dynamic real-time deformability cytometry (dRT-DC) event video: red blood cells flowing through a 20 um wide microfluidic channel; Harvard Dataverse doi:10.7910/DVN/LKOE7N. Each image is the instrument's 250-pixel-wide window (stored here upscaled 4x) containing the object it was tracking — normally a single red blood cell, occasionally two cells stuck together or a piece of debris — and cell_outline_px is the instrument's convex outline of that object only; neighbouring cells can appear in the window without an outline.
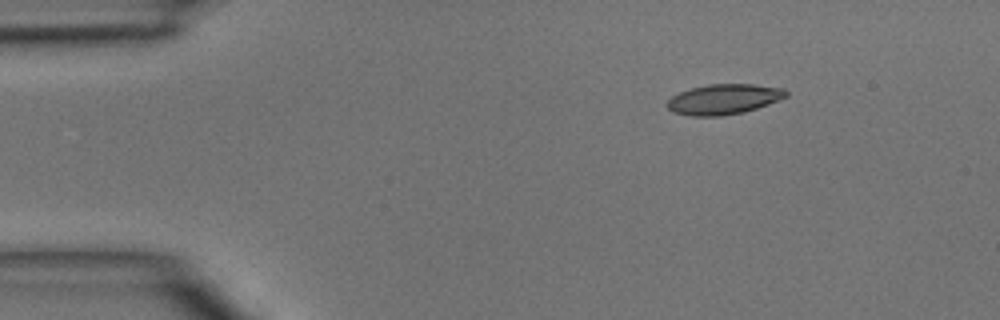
{"species": "common noctule bat (a hibernating species)", "species_latin": "Nyctalus noctula", "temperature_condition": "room temperature", "stored_images_in_passage": 41, "camera_frame_rate_fps": 3000, "um_per_image_px": 0.085, "animal": {"sex": "male", "body_mass_g": 15.6}, "frame": {"image": 1, "passage_image": 1, "time_ms": 0.0, "image_size_px": [1000, 320], "cell_outline_px": [[788, 96], [768, 104], [744, 112], [720, 116], [692, 116], [672, 112], [668, 108], [668, 100], [672, 96], [680, 92], [692, 88], [708, 84], [752, 84], [784, 88], [788, 92]], "centroid_in_image_um": [61.53, 8.43], "position_along_channel_um": 23.5, "area_um2": 20.87}}
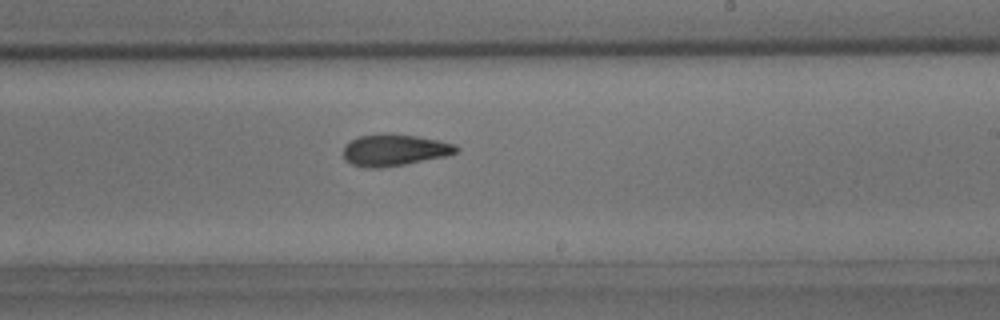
{"frame": {"image": 2, "passage_image": 22, "time_ms": 7.0, "image_size_px": [1000, 320], "cell_outline_px": [[460, 152], [448, 156], [404, 164], [380, 168], [364, 168], [352, 164], [344, 160], [344, 148], [352, 140], [360, 136], [416, 136], [456, 144], [460, 148]], "centroid_in_image_um": [33.59, 12.81], "position_along_channel_um": 255.4, "area_um2": 20.17}}
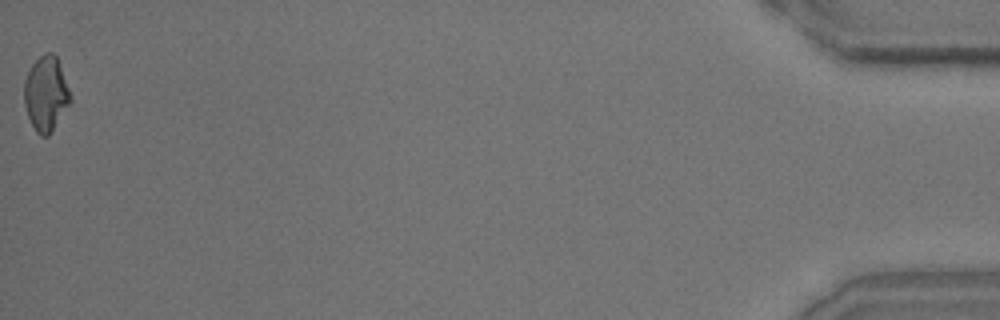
{"frame": {"image": 3, "passage_image": 41, "time_ms": 13.333, "image_size_px": [1000, 320], "cell_outline_px": [[72, 100], [48, 136], [40, 136], [36, 132], [28, 116], [24, 104], [24, 80], [32, 64], [44, 52], [52, 52], [56, 56], [72, 96]], "centroid_in_image_um": [3.9, 7.96], "position_along_channel_um": 431.3, "area_um2": 20.0}}